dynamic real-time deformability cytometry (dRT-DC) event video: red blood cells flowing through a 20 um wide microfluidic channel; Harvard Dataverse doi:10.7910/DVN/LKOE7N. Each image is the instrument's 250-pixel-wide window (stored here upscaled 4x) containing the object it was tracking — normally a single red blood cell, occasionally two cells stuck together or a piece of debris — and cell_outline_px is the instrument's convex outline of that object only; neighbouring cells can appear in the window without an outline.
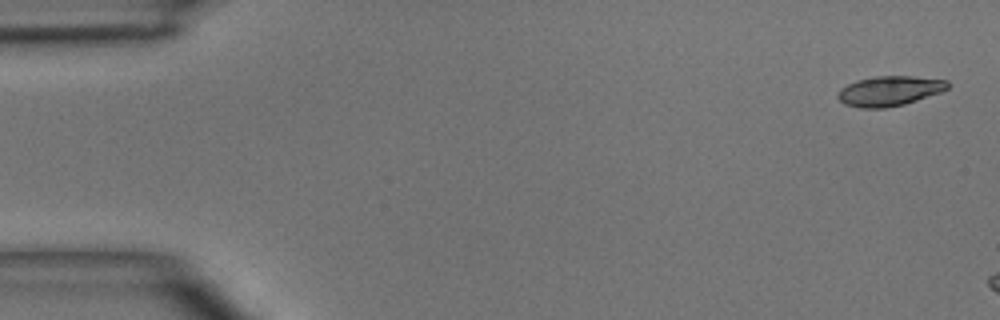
{"species": "common noctule bat (a hibernating species)", "species_latin": "Nyctalus noctula", "temperature_condition": "room temperature", "stored_images_in_passage": 3, "camera_frame_rate_fps": 3000, "um_per_image_px": 0.085, "animal": {"sex": "male", "body_mass_g": 15.6}, "frame": {"image": 1, "passage_image": 1, "time_ms": 0.0, "image_size_px": [1000, 320], "cell_outline_px": [[948, 88], [940, 92], [904, 104], [884, 108], [860, 108], [844, 104], [836, 96], [840, 88], [856, 80], [876, 76], [912, 76], [948, 80]], "centroid_in_image_um": [75.57, 7.73], "position_along_channel_um": 9.4, "area_um2": 19.07}}